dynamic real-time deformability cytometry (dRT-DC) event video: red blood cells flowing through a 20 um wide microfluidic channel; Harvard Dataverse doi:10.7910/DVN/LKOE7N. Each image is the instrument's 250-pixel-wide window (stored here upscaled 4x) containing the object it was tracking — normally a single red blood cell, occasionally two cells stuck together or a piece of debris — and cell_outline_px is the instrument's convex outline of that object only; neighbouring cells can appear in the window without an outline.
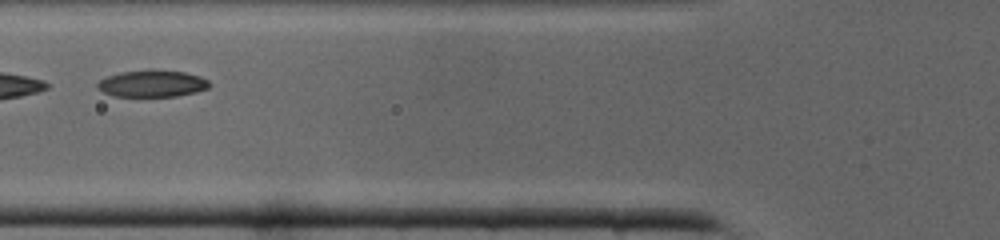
{"species": "common noctule bat (a hibernating species)", "species_latin": "Nyctalus noctula", "temperature_condition": "cold", "stored_images_in_passage": 29, "segment_of_instrument_passage": [2, 2], "camera_frame_rate_fps": 3000, "um_per_image_px": 0.085, "animal": {"sex": "male", "body_mass_g": 19.0, "forearm_length_mm": 50.8}, "frame": {"image": 1, "passage_image": 9, "time_ms": 2.667, "image_size_px": [1000, 240], "cell_outline_px": [[212, 84], [208, 88], [196, 92], [176, 96], [112, 96], [96, 88], [96, 84], [100, 80], [108, 76], [120, 72], [156, 68], [184, 72], [200, 76], [208, 80]], "centroid_in_image_um": [12.95, 7.08], "position_along_channel_um": 112.9, "area_um2": 17.8}}